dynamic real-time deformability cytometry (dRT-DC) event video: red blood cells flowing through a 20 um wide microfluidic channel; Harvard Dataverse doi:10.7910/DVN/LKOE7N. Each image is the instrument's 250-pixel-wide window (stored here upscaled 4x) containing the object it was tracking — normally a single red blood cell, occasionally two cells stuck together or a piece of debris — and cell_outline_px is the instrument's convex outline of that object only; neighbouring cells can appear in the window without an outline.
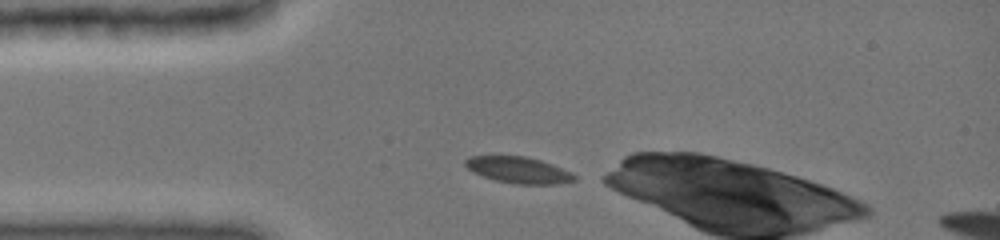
{"species": "common noctule bat (a hibernating species)", "species_latin": "Nyctalus noctula", "temperature_condition": "cold", "stored_images_in_passage": 5, "camera_frame_rate_fps": 3000, "um_per_image_px": 0.085, "animal": {"sex": "female", "body_mass_g": 19.0, "forearm_length_mm": 51.5}, "frame": {"image": 1, "passage_image": 1, "time_ms": 0.0, "image_size_px": [1000, 240], "cell_outline_px": [[576, 180], [556, 184], [516, 184], [496, 180], [472, 172], [464, 164], [464, 160], [468, 156], [528, 156], [552, 164], [572, 172], [576, 176]], "centroid_in_image_um": [44.08, 14.44], "position_along_channel_um": 40.9, "area_um2": 16.76}}